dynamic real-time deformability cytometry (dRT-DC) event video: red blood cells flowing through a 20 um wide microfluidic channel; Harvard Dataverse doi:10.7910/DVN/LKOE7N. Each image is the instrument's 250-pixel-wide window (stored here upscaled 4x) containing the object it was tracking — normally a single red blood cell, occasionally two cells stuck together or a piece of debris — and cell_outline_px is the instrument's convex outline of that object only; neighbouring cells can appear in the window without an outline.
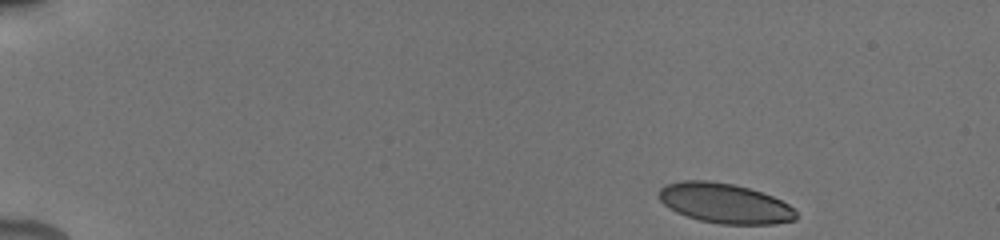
{"species": "human", "species_latin": "Homo sapiens", "temperature_condition": "cold", "stored_images_in_passage": 44, "camera_frame_rate_fps": 3000, "um_per_image_px": 0.085, "donor": {"sex": "male"}, "frame": {"image": 1, "passage_image": 1, "time_ms": 0.0, "image_size_px": [1000, 240], "cell_outline_px": [[796, 220], [772, 224], [720, 224], [700, 220], [676, 212], [664, 204], [660, 200], [660, 188], [668, 184], [680, 180], [708, 180], [732, 184], [748, 188], [772, 196], [788, 204], [796, 212]], "centroid_in_image_um": [61.6, 17.28], "position_along_channel_um": 23.4, "area_um2": 31.62}}
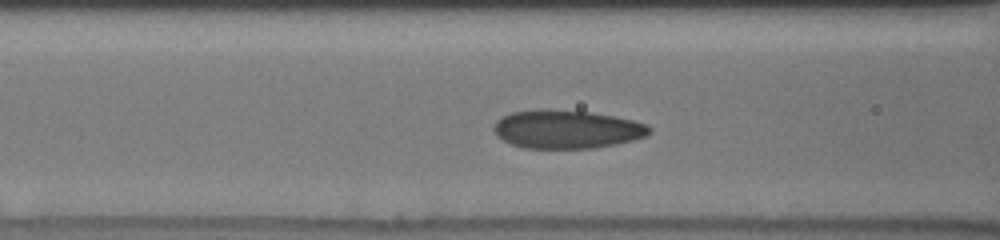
{"frame": {"image": 2, "passage_image": 17, "time_ms": 5.667, "image_size_px": [1000, 240], "cell_outline_px": [[652, 132], [644, 136], [632, 140], [616, 144], [592, 148], [524, 148], [512, 144], [496, 136], [492, 128], [496, 120], [512, 112], [536, 108], [548, 108], [592, 112], [632, 120], [648, 124], [652, 128]], "centroid_in_image_um": [48.15, 10.97], "position_along_channel_um": 118.5, "area_um2": 35.14}}
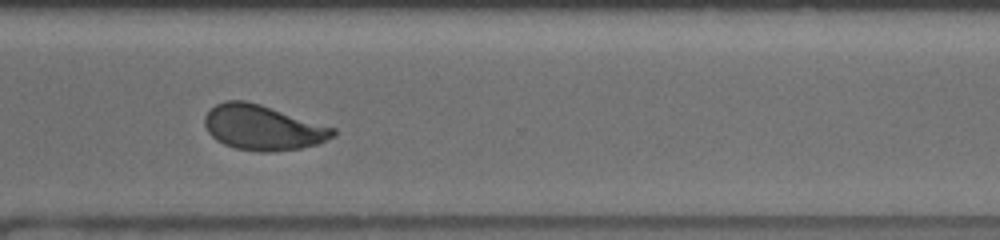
{"frame": {"image": 3, "passage_image": 32, "time_ms": 11.667, "image_size_px": [1000, 240], "cell_outline_px": [[336, 136], [320, 144], [300, 148], [272, 152], [260, 152], [236, 148], [224, 144], [216, 140], [208, 132], [204, 124], [204, 116], [216, 104], [224, 100], [244, 100], [260, 104], [336, 128]], "centroid_in_image_um": [22.36, 10.85], "position_along_channel_um": 348.2, "area_um2": 33.87}, "authors_computed_cell_mechanics": {"area_um2": 33.6974, "velocity_mm_per_s": 3.8352, "shape_relaxation_time_tau1_ms": 3.5177, "shape_relaxation_time_tau2_ms": 0.8282, "deformation_change_tau1": 0.1236, "deformation_change_tau2": 0.0382}}